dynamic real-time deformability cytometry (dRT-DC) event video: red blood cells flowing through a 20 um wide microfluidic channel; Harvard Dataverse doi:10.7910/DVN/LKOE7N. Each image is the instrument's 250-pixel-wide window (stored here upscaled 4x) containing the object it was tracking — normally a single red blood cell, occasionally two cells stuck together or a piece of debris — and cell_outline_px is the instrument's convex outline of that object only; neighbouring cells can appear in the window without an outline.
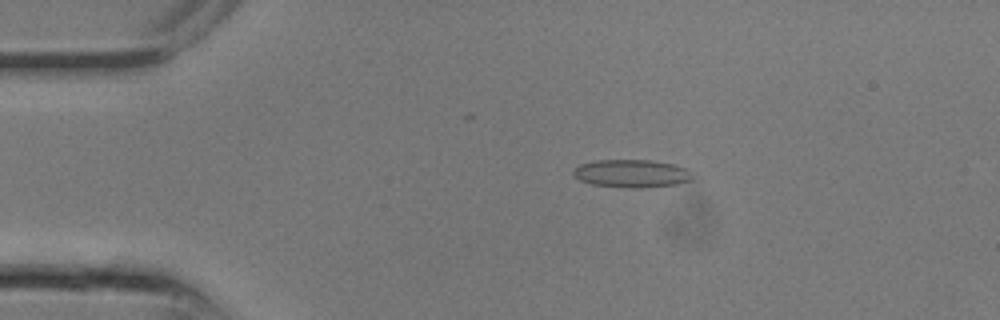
{"species": "common noctule bat (a hibernating species)", "species_latin": "Nyctalus noctula", "temperature_condition": "room temperature", "stored_images_in_passage": 25, "camera_frame_rate_fps": 3000, "um_per_image_px": 0.085, "animal": {"sex": "male", "body_mass_g": 13.3}, "frame": {"image": 1, "passage_image": 5, "time_ms": 1.333, "image_size_px": [1000, 320], "cell_outline_px": [[696, 180], [676, 184], [640, 188], [628, 188], [592, 184], [580, 180], [572, 172], [580, 164], [596, 160], [652, 160], [672, 164], [688, 168], [696, 176]], "centroid_in_image_um": [53.79, 14.75], "position_along_channel_um": 31.2, "area_um2": 19.59}}
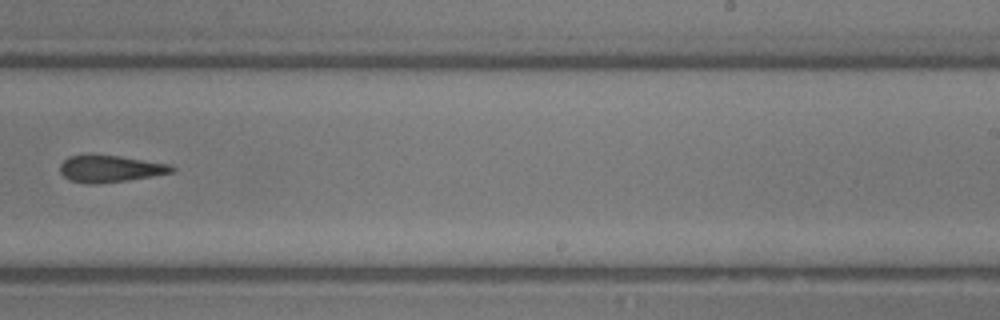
{"frame": {"image": 2, "passage_image": 16, "time_ms": 5.0, "image_size_px": [1000, 320], "cell_outline_px": [[176, 172], [152, 176], [124, 180], [92, 184], [88, 184], [68, 180], [60, 172], [60, 164], [68, 156], [120, 156], [168, 164], [176, 168]], "centroid_in_image_um": [9.37, 14.35], "position_along_channel_um": 279.6, "area_um2": 17.11}}
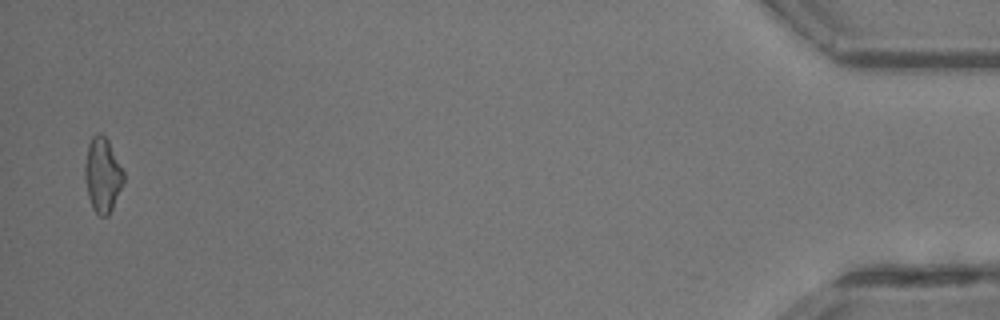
{"frame": {"image": 3, "passage_image": 25, "time_ms": 8.0, "image_size_px": [1000, 320], "cell_outline_px": [[124, 180], [112, 208], [108, 216], [100, 216], [92, 208], [88, 196], [84, 176], [84, 168], [88, 144], [92, 136], [96, 132], [100, 132], [108, 140], [124, 172]], "centroid_in_image_um": [8.7, 14.85], "position_along_channel_um": 426.5, "area_um2": 16.76}}